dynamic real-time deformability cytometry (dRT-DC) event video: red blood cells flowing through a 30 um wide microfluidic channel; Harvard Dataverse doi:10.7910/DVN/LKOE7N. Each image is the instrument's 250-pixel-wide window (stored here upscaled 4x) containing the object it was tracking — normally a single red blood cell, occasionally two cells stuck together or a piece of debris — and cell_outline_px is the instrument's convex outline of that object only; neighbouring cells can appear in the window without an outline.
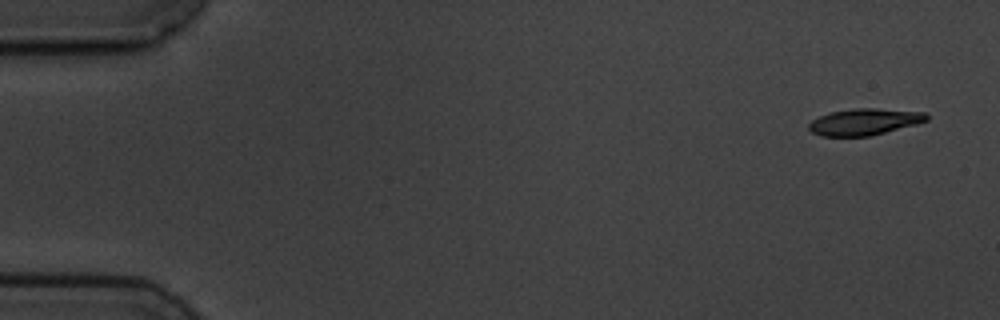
{"species": "common noctule bat (a hibernating species)", "species_latin": "Nyctalus noctula", "temperature_condition": "cold", "stored_images_in_passage": 5, "camera_frame_rate_fps": 3000, "um_per_image_px": 0.085, "animal": {"sex": "male", "body_mass_g": 19.5, "forearm_length_mm": 54.6}, "frame": {"image": 1, "passage_image": 1, "time_ms": 0.0, "image_size_px": [1000, 320], "cell_outline_px": [[928, 120], [916, 124], [872, 136], [820, 136], [812, 132], [808, 128], [808, 124], [812, 120], [828, 112], [852, 108], [876, 108], [924, 112], [928, 116]], "centroid_in_image_um": [73.45, 10.35], "position_along_channel_um": 11.5, "area_um2": 18.32}}
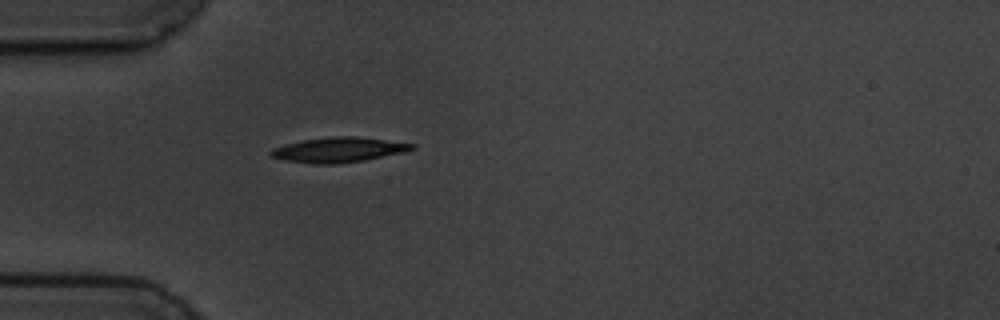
{"frame": {"image": 2, "passage_image": 5, "time_ms": 4.667, "image_size_px": [1000, 320], "cell_outline_px": [[416, 148], [404, 152], [364, 160], [336, 164], [316, 164], [284, 160], [272, 156], [268, 152], [272, 148], [284, 144], [304, 140], [328, 136], [356, 136], [416, 144]], "centroid_in_image_um": [28.77, 12.73], "position_along_channel_um": 56.2, "area_um2": 20.52}}